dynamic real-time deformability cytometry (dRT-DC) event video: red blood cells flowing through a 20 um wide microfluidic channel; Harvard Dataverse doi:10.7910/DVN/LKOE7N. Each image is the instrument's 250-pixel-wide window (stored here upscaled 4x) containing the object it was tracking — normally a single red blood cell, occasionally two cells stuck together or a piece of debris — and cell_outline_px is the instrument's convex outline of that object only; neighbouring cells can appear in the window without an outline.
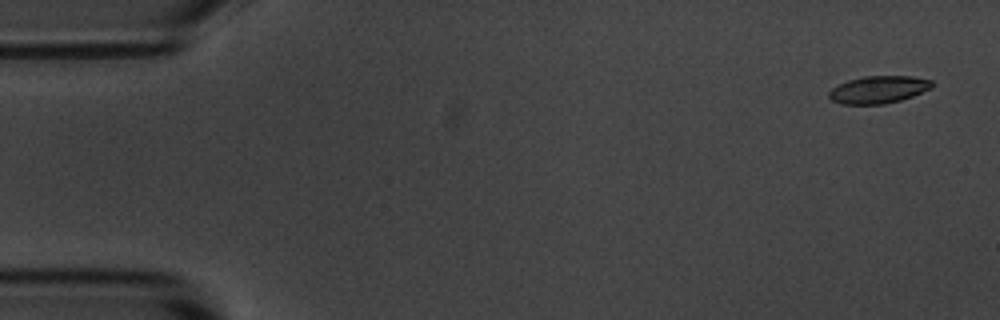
{"species": "common noctule bat (a hibernating species)", "species_latin": "Nyctalus noctula", "temperature_condition": "room temperature", "stored_images_in_passage": 4, "camera_frame_rate_fps": 3000, "um_per_image_px": 0.085, "animal": {"sex": "male", "body_mass_g": 20.1, "forearm_length_mm": 53.5}, "frame": {"image": 1, "passage_image": 1, "time_ms": 0.0, "image_size_px": [1000, 320], "cell_outline_px": [[932, 88], [912, 96], [900, 100], [884, 104], [840, 104], [832, 100], [828, 96], [828, 92], [832, 88], [848, 80], [864, 76], [912, 76], [932, 80]], "centroid_in_image_um": [74.66, 7.61], "position_along_channel_um": 10.3, "area_um2": 16.42}}
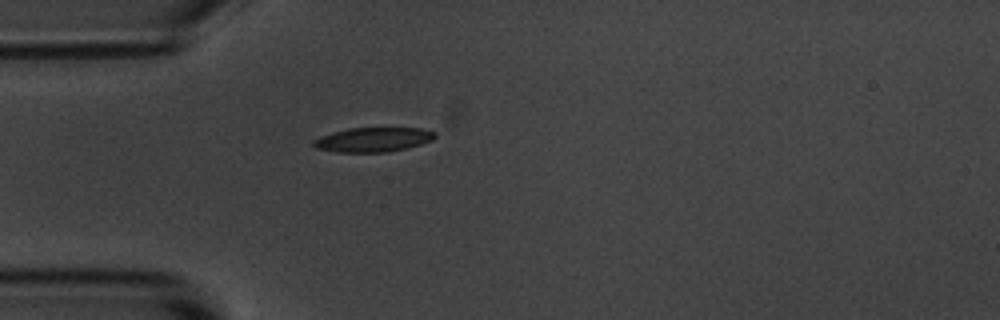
{"frame": {"image": 2, "passage_image": 4, "time_ms": 4.333, "image_size_px": [1000, 320], "cell_outline_px": [[436, 136], [432, 140], [420, 144], [388, 152], [336, 152], [316, 148], [312, 144], [312, 140], [320, 136], [332, 132], [352, 128], [420, 128], [436, 132]], "centroid_in_image_um": [31.69, 11.87], "position_along_channel_um": 53.3, "area_um2": 17.22}}